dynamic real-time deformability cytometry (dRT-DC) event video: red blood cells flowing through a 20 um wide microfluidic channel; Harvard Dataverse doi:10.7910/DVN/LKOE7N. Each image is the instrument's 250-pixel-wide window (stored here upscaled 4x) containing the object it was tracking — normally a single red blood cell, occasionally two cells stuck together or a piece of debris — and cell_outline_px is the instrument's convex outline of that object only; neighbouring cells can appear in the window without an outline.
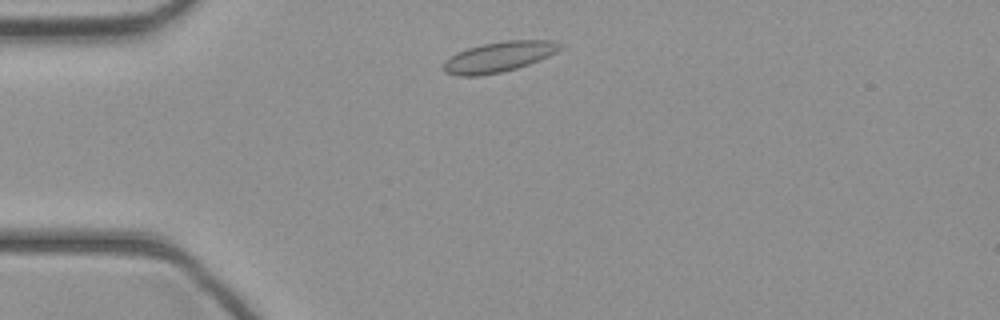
{"species": "common noctule bat (a hibernating species)", "species_latin": "Nyctalus noctula", "temperature_condition": "cold", "stored_images_in_passage": 37, "camera_frame_rate_fps": 3000, "um_per_image_px": 0.085, "animal": {"sex": "female", "body_mass_g": 21.9}, "frame": {"image": 1, "passage_image": 3, "time_ms": 0.667, "image_size_px": [1000, 320], "cell_outline_px": [[564, 48], [540, 60], [516, 68], [500, 72], [480, 76], [456, 76], [444, 72], [444, 60], [468, 48], [480, 44], [504, 40], [552, 40], [564, 44]], "centroid_in_image_um": [42.44, 4.82], "position_along_channel_um": 42.6, "area_um2": 20.69}}
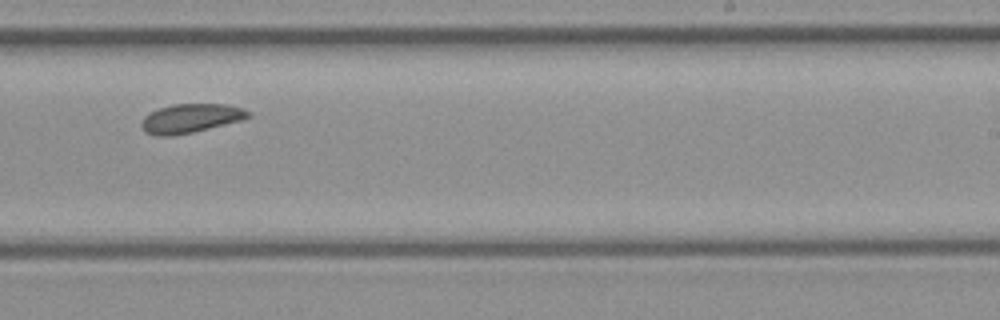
{"frame": {"image": 2, "passage_image": 20, "time_ms": 6.333, "image_size_px": [1000, 320], "cell_outline_px": [[252, 116], [244, 120], [192, 132], [172, 136], [156, 136], [148, 132], [140, 124], [140, 120], [148, 112], [156, 108], [172, 104], [224, 104], [240, 108], [252, 112]], "centroid_in_image_um": [16.2, 10.05], "position_along_channel_um": 272.8, "area_um2": 18.21}}
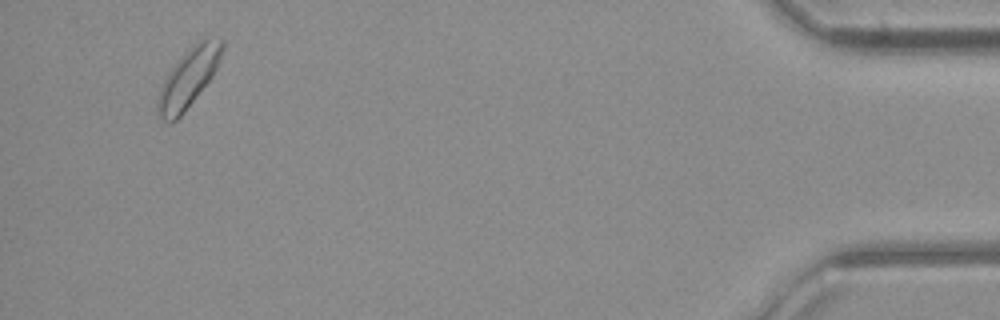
{"frame": {"image": 3, "passage_image": 35, "time_ms": 11.333, "image_size_px": [1000, 320], "cell_outline_px": [[224, 48], [220, 60], [212, 76], [184, 112], [172, 124], [168, 124], [160, 120], [156, 116], [156, 100], [160, 88], [168, 72], [180, 56], [196, 40], [204, 36], [224, 36]], "centroid_in_image_um": [16.02, 6.58], "position_along_channel_um": 419.2, "area_um2": 22.95}}